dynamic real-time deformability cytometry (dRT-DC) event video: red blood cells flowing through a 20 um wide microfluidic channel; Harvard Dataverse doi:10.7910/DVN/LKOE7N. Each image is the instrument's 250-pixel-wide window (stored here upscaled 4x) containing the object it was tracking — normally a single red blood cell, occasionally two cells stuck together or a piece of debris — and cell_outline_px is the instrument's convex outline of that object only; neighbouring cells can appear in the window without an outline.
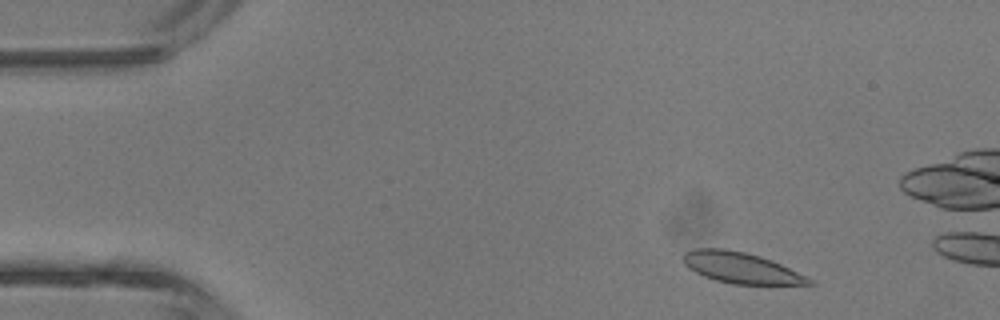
{"species": "common noctule bat (a hibernating species)", "species_latin": "Nyctalus noctula", "temperature_condition": "room temperature", "stored_images_in_passage": 42, "camera_frame_rate_fps": 3000, "um_per_image_px": 0.085, "animal": {"sex": "male", "body_mass_g": 13.3}, "frame": {"image": 1, "passage_image": 3, "time_ms": 0.667, "image_size_px": [1000, 320], "cell_outline_px": [[816, 284], [732, 284], [716, 280], [704, 276], [688, 268], [684, 264], [684, 252], [692, 248], [724, 248], [744, 252], [760, 256], [772, 260], [808, 276], [816, 280]], "centroid_in_image_um": [63.02, 22.76], "position_along_channel_um": 22.0, "area_um2": 22.77}}
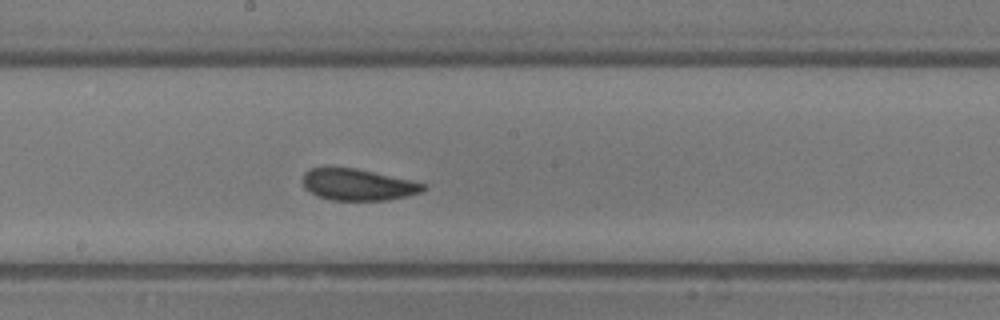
{"frame": {"image": 2, "passage_image": 21, "time_ms": 6.667, "image_size_px": [1000, 320], "cell_outline_px": [[424, 192], [408, 196], [388, 200], [332, 200], [316, 196], [304, 188], [304, 172], [312, 168], [356, 168], [408, 180], [424, 184]], "centroid_in_image_um": [30.4, 15.71], "position_along_channel_um": 217.8, "area_um2": 21.85}}
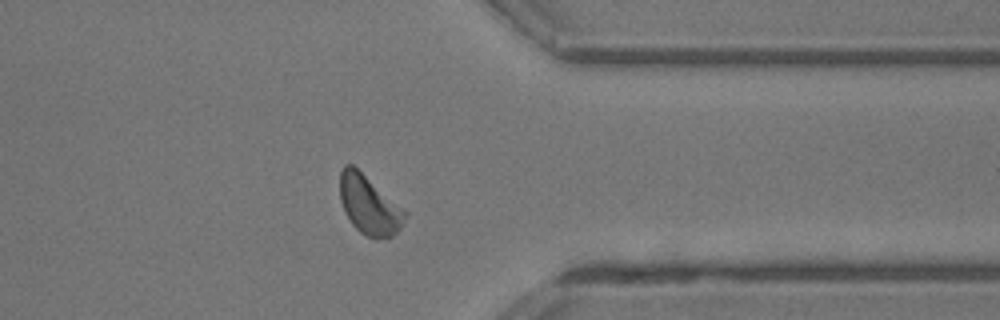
{"frame": {"image": 3, "passage_image": 32, "time_ms": 10.333, "image_size_px": [1000, 320], "cell_outline_px": [[408, 216], [400, 228], [392, 236], [376, 240], [360, 232], [352, 224], [344, 212], [340, 200], [340, 172], [344, 164], [352, 164], [404, 208], [408, 212]], "centroid_in_image_um": [31.39, 17.44], "position_along_channel_um": 380.0, "area_um2": 22.48}, "authors_computed_cell_mechanics": {"area_um2": 22.4264, "velocity_mm_per_s": 4.6678, "shape_relaxation_time_tau1_ms": 3.329, "shape_relaxation_time_tau2_ms": 3.7501, "deformation_change_tau1": 0.1148, "deformation_change_tau2": 0.082}}